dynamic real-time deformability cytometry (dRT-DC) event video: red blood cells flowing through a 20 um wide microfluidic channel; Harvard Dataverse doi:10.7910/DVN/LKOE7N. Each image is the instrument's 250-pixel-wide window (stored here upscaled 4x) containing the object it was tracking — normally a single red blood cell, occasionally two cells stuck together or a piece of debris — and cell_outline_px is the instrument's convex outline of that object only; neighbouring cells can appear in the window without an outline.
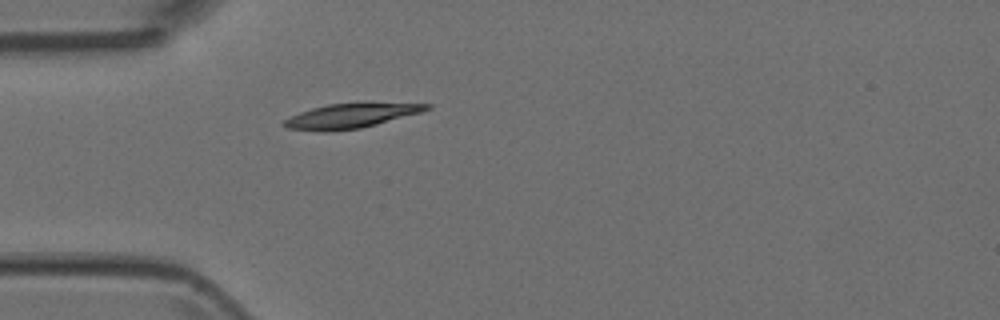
{"species": "Egyptian fruit bat (a non-hibernating species)", "species_latin": "Rousettus aegyptiacus", "temperature_condition": "room temperature", "stored_images_in_passage": 37, "camera_frame_rate_fps": 3000, "um_per_image_px": 0.085, "animal": {"sex": "female"}, "frame": {"image": 1, "passage_image": 1, "time_ms": 0.0, "image_size_px": [1000, 320], "cell_outline_px": [[432, 108], [420, 112], [376, 124], [360, 128], [324, 132], [288, 128], [280, 124], [284, 120], [300, 112], [312, 108], [328, 104], [432, 104]], "centroid_in_image_um": [29.73, 9.87], "position_along_channel_um": 55.3, "area_um2": 19.65}}
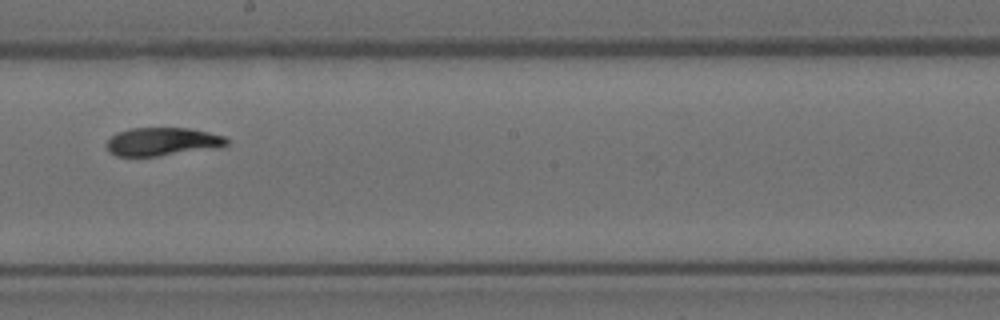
{"frame": {"image": 2, "passage_image": 15, "time_ms": 4.667, "image_size_px": [1000, 320], "cell_outline_px": [[228, 144], [220, 148], [156, 156], [116, 156], [108, 152], [104, 144], [116, 132], [128, 128], [188, 128], [208, 132], [224, 136], [228, 140]], "centroid_in_image_um": [13.77, 12.04], "position_along_channel_um": 234.4, "area_um2": 20.0}}
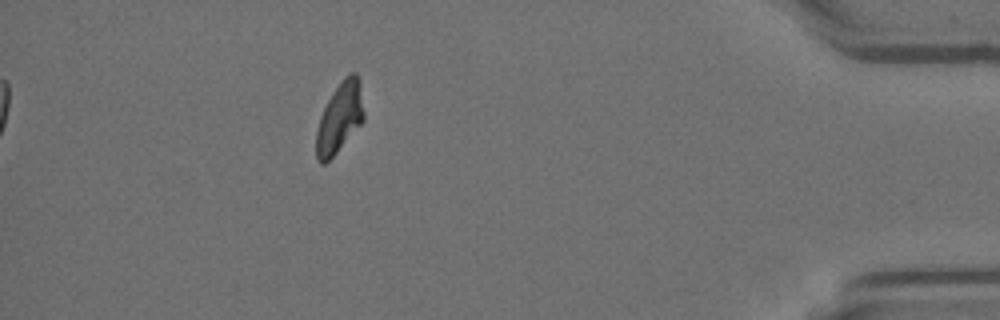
{"frame": {"image": 3, "passage_image": 32, "time_ms": 10.333, "image_size_px": [1000, 320], "cell_outline_px": [[364, 120], [336, 152], [324, 164], [320, 164], [316, 160], [316, 132], [320, 116], [332, 92], [340, 80], [348, 72], [356, 72], [360, 80], [364, 112]], "centroid_in_image_um": [28.87, 9.95], "position_along_channel_um": 406.3, "area_um2": 19.54}}